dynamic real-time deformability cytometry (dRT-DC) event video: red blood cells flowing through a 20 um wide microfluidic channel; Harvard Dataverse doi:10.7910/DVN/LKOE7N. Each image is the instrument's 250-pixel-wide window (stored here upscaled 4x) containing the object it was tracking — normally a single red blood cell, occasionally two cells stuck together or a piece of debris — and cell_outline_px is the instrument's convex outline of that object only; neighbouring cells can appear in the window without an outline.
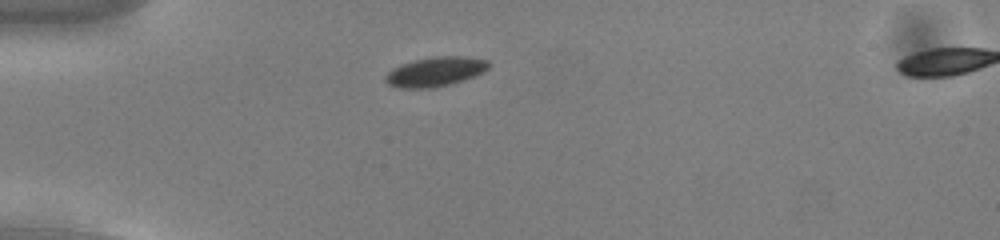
{"species": "common noctule bat (a hibernating species)", "species_latin": "Nyctalus noctula", "temperature_condition": "cold", "stored_images_in_passage": 47, "camera_frame_rate_fps": 3000, "um_per_image_px": 0.085, "animal": {"sex": "male", "body_mass_g": 13.0, "forearm_length_mm": 53.1}, "frame": {"image": 1, "passage_image": 7, "time_ms": 2.0, "image_size_px": [1000, 240], "cell_outline_px": [[492, 64], [484, 72], [448, 84], [432, 88], [400, 88], [388, 84], [384, 80], [384, 76], [392, 68], [400, 64], [416, 60], [436, 56], [464, 56], [488, 60]], "centroid_in_image_um": [36.98, 6.08], "position_along_channel_um": 48.0, "area_um2": 17.63}}
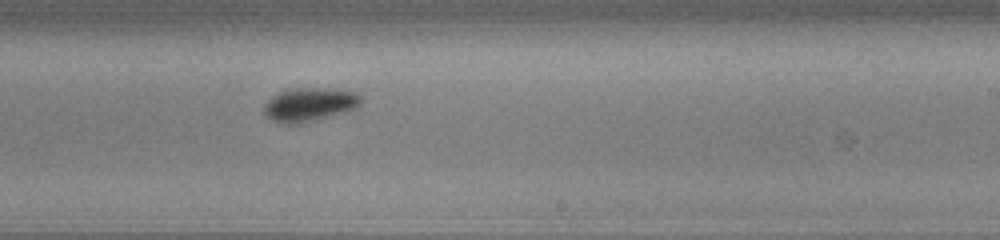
{"frame": {"image": 2, "passage_image": 26, "time_ms": 8.333, "image_size_px": [1000, 240], "cell_outline_px": [[360, 104], [356, 108], [344, 112], [328, 116], [292, 124], [280, 124], [272, 120], [264, 112], [264, 108], [268, 100], [272, 96], [288, 88], [328, 88], [356, 92], [360, 96]], "centroid_in_image_um": [26.29, 8.86], "position_along_channel_um": 262.7, "area_um2": 18.67}}
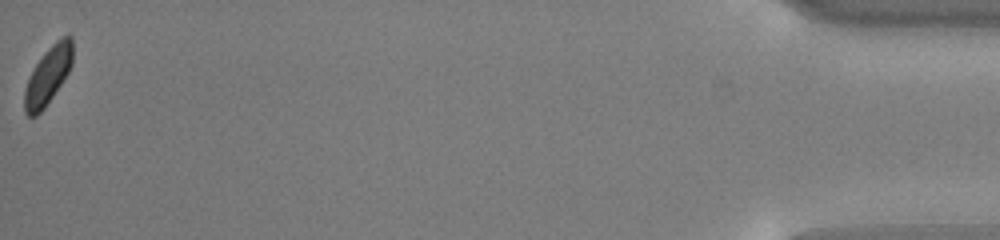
{"frame": {"image": 3, "passage_image": 47, "time_ms": 15.333, "image_size_px": [1000, 240], "cell_outline_px": [[72, 64], [68, 72], [44, 108], [36, 116], [28, 116], [24, 112], [24, 88], [32, 68], [44, 52], [56, 40], [68, 32], [72, 36]], "centroid_in_image_um": [4.06, 6.38], "position_along_channel_um": 431.1, "area_um2": 16.24}, "authors_computed_cell_mechanics": {"area_um2": 17.4556, "velocity_mm_per_s": 3.7312, "shape_relaxation_time_tau1_ms": 1.6983, "shape_relaxation_time_tau2_ms": null, "deformation_change_tau1": 0.0942, "deformation_change_tau2": null}}